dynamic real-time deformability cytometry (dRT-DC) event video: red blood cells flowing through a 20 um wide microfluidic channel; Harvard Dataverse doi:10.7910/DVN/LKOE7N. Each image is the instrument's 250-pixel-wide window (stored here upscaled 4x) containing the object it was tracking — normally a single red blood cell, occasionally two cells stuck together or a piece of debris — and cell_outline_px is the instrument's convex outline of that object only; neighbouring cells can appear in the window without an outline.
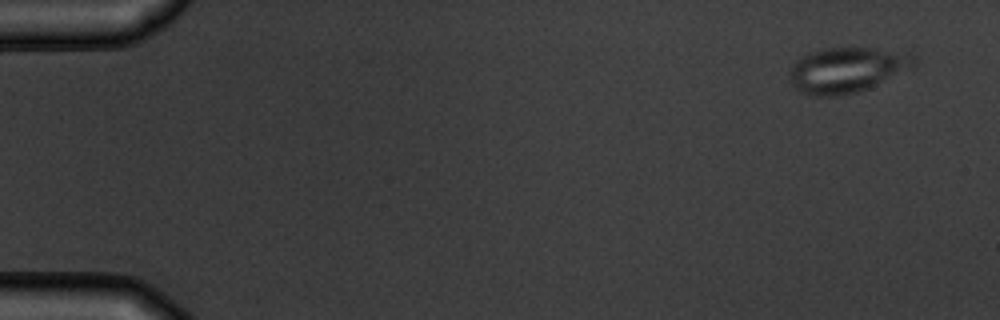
{"species": "common noctule bat (a hibernating species)", "species_latin": "Nyctalus noctula", "temperature_condition": "warm", "stored_images_in_passage": 6, "camera_frame_rate_fps": 3000, "um_per_image_px": 0.085, "animal": {"sex": "male", "body_mass_g": 19.5, "forearm_length_mm": 54.6}, "frame": {"image": 1, "passage_image": 1, "time_ms": 0.0, "image_size_px": [1000, 320], "cell_outline_px": [[916, 68], [856, 92], [840, 96], [812, 96], [800, 92], [788, 80], [788, 72], [792, 64], [800, 56], [824, 48], [872, 48], [916, 56]], "centroid_in_image_um": [71.94, 5.96], "position_along_channel_um": 13.1, "area_um2": 32.95}}